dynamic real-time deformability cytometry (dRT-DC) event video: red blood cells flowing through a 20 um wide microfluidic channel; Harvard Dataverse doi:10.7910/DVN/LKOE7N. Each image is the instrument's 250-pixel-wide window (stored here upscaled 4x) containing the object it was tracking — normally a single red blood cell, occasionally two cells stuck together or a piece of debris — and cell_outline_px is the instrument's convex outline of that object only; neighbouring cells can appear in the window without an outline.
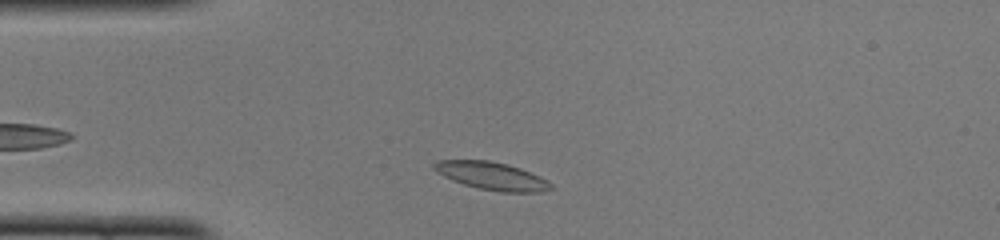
{"species": "common noctule bat (a hibernating species)", "species_latin": "Nyctalus noctula", "temperature_condition": "cold", "stored_images_in_passage": 33, "camera_frame_rate_fps": 3000, "um_per_image_px": 0.085, "animal": {"sex": "female", "body_mass_g": 22.0, "forearm_length_mm": 56.7}, "frame": {"image": 1, "passage_image": 3, "time_ms": 0.667, "image_size_px": [1000, 240], "cell_outline_px": [[552, 188], [540, 192], [500, 192], [480, 188], [464, 184], [452, 180], [436, 172], [432, 168], [432, 164], [436, 160], [488, 160], [508, 164], [520, 168], [540, 176], [548, 180], [552, 184]], "centroid_in_image_um": [41.79, 14.94], "position_along_channel_um": 43.2, "area_um2": 18.96}}
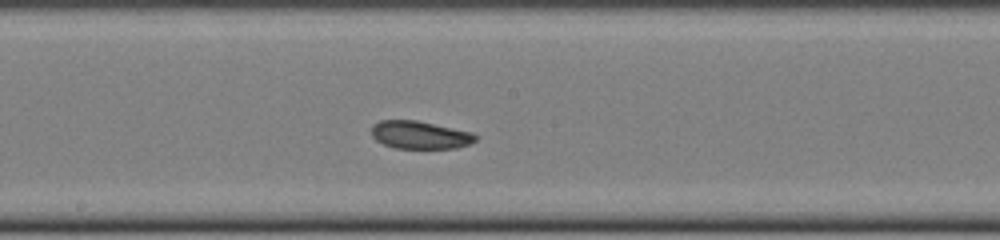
{"frame": {"image": 2, "passage_image": 17, "time_ms": 5.333, "image_size_px": [1000, 240], "cell_outline_px": [[476, 140], [468, 144], [456, 148], [396, 148], [384, 144], [376, 140], [372, 136], [372, 124], [380, 120], [416, 120], [472, 132], [476, 136]], "centroid_in_image_um": [35.67, 11.46], "position_along_channel_um": 212.5, "area_um2": 16.76}}
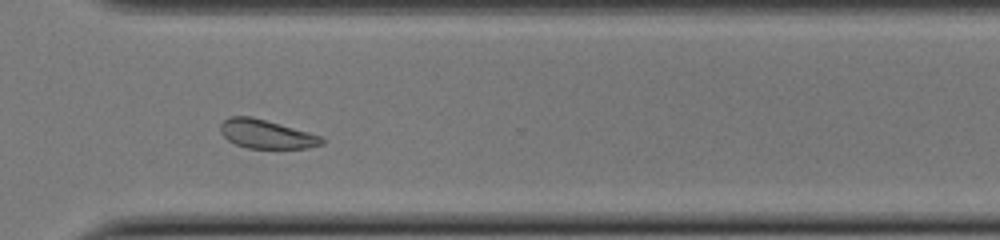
{"frame": {"image": 3, "passage_image": 27, "time_ms": 8.667, "image_size_px": [1000, 240], "cell_outline_px": [[324, 144], [308, 148], [248, 148], [236, 144], [228, 140], [220, 132], [220, 124], [224, 120], [232, 116], [252, 116], [320, 136], [324, 140]], "centroid_in_image_um": [22.61, 11.4], "position_along_channel_um": 348.0, "area_um2": 16.76}, "authors_computed_cell_mechanics": {"area_um2": 17.2244, "velocity_mm_per_s": 4.035, "shape_relaxation_time_tau1_ms": 2.6181, "shape_relaxation_time_tau2_ms": 6.5222, "deformation_change_tau1": 0.0732, "deformation_change_tau2": 0.1303}}